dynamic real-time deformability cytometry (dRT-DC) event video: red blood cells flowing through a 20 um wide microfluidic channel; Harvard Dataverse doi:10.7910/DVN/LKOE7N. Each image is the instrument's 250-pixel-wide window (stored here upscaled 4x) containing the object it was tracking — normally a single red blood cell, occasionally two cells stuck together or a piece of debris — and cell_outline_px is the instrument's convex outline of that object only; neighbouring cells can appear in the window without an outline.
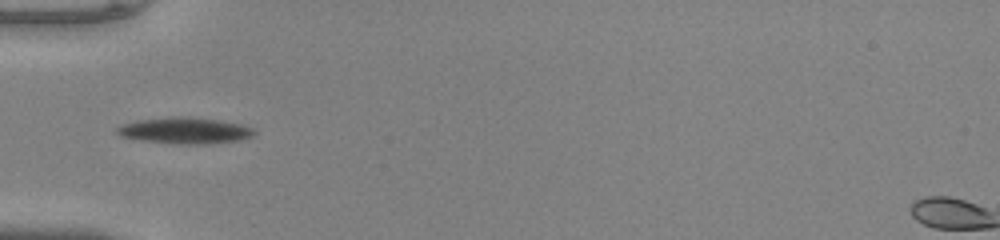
{"species": "common noctule bat (a hibernating species)", "species_latin": "Nyctalus noctula", "temperature_condition": "warm", "stored_images_in_passage": 4, "camera_frame_rate_fps": 3000, "um_per_image_px": 0.085, "animal": {"sex": "male", "body_mass_g": 20.0, "forearm_length_mm": 53.3}, "frame": {"image": 1, "passage_image": 1, "time_ms": 0.0, "image_size_px": [1000, 240], "cell_outline_px": [[256, 132], [252, 136], [240, 140], [208, 144], [176, 144], [144, 140], [120, 136], [116, 132], [116, 128], [124, 124], [136, 120], [220, 120], [240, 124], [252, 128]], "centroid_in_image_um": [15.76, 11.16], "position_along_channel_um": 69.2, "area_um2": 19.59}}
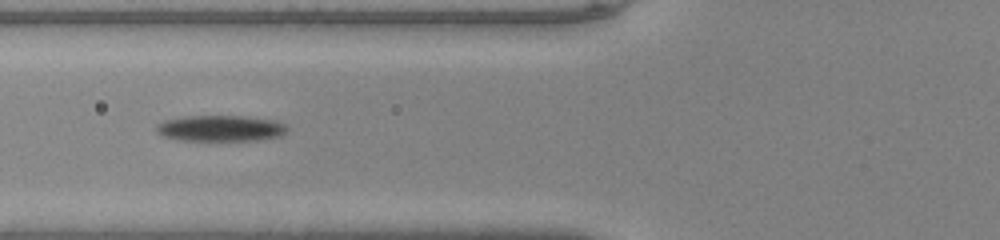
{"frame": {"image": 2, "passage_image": 4, "time_ms": 1.0, "image_size_px": [1000, 240], "cell_outline_px": [[288, 128], [280, 136], [256, 140], [180, 140], [164, 136], [156, 132], [156, 124], [164, 120], [184, 116], [240, 116], [272, 120], [284, 124]], "centroid_in_image_um": [18.69, 10.9], "position_along_channel_um": 107.1, "area_um2": 19.59}}